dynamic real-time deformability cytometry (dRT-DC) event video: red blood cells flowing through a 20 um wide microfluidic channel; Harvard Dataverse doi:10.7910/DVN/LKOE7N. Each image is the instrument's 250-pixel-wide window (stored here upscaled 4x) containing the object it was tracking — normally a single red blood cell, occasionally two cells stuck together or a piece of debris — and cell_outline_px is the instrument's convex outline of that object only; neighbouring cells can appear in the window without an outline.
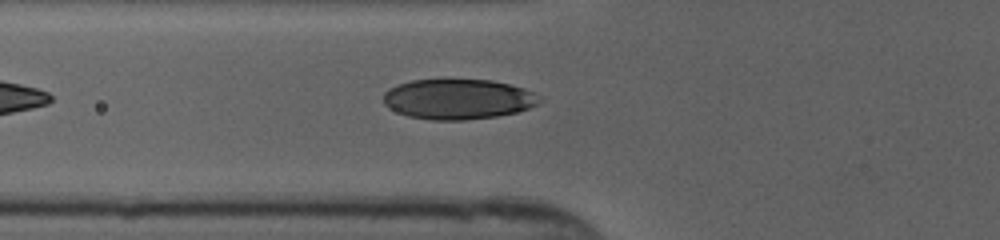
{"species": "human", "species_latin": "Homo sapiens", "temperature_condition": "cold", "stored_images_in_passage": 21, "camera_frame_rate_fps": 3000, "um_per_image_px": 0.085, "donor": {"sex": "female"}, "frame": {"image": 1, "passage_image": 5, "time_ms": 1.333, "image_size_px": [1000, 240], "cell_outline_px": [[544, 100], [528, 108], [516, 112], [496, 116], [464, 120], [432, 120], [408, 116], [396, 112], [388, 108], [384, 104], [384, 92], [388, 88], [396, 84], [412, 80], [492, 80], [524, 88], [540, 96]], "centroid_in_image_um": [38.91, 8.43], "position_along_channel_um": 86.9, "area_um2": 36.65}}
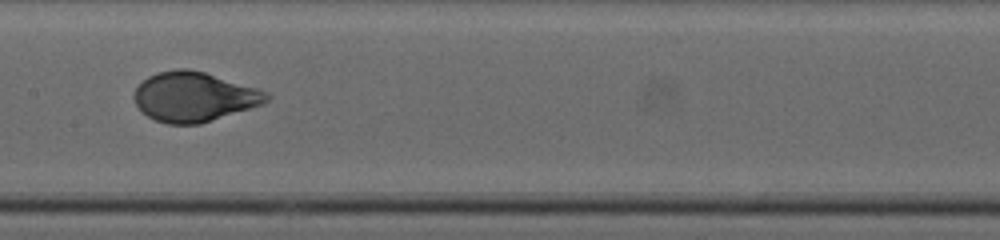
{"frame": {"image": 2, "passage_image": 13, "time_ms": 4.0, "image_size_px": [1000, 240], "cell_outline_px": [[272, 96], [264, 104], [200, 124], [168, 124], [156, 120], [148, 116], [136, 104], [132, 96], [136, 88], [148, 76], [156, 72], [180, 68], [188, 68], [204, 72], [256, 88], [268, 92]], "centroid_in_image_um": [16.5, 8.22], "position_along_channel_um": 190.9, "area_um2": 38.21}}
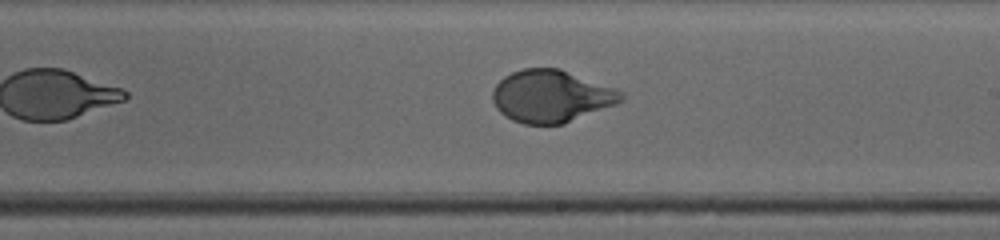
{"frame": {"image": 3, "passage_image": 17, "time_ms": 5.333, "image_size_px": [1000, 240], "cell_outline_px": [[624, 100], [616, 104], [564, 124], [524, 124], [512, 120], [500, 112], [496, 108], [492, 100], [492, 92], [496, 84], [504, 76], [512, 72], [524, 68], [560, 68], [616, 88], [624, 92]], "centroid_in_image_um": [46.86, 8.17], "position_along_channel_um": 242.1, "area_um2": 39.42}}